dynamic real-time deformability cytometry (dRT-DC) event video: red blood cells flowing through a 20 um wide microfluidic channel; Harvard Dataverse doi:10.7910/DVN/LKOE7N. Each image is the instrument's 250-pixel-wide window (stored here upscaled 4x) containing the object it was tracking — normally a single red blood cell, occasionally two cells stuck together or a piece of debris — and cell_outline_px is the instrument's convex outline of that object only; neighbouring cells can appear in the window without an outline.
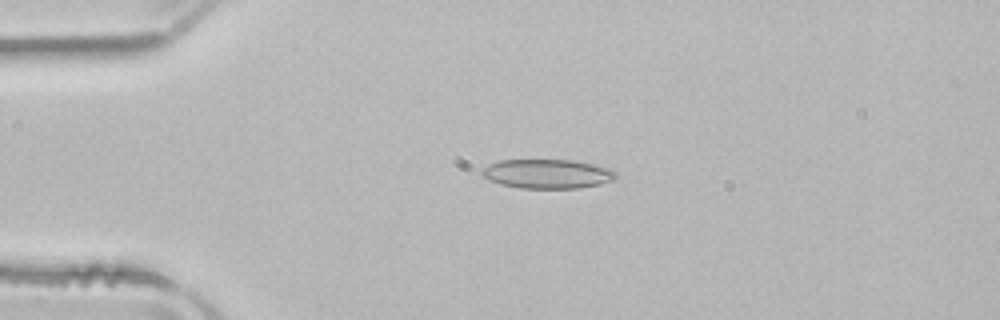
{"species": "common noctule bat (a hibernating species)", "species_latin": "Nyctalus noctula", "temperature_condition": "room temperature", "stored_images_in_passage": 52, "camera_frame_rate_fps": 3000, "um_per_image_px": 0.085, "animal": {"sex": "male", "body_mass_g": 21.5, "forearm_length_mm": 52.0}, "frame": {"image": 1, "passage_image": 12, "time_ms": 3.667, "image_size_px": [1000, 320], "cell_outline_px": [[616, 176], [612, 180], [600, 184], [580, 188], [520, 188], [500, 184], [488, 180], [480, 172], [488, 164], [500, 160], [576, 160], [612, 168], [616, 172]], "centroid_in_image_um": [46.54, 14.77], "position_along_channel_um": 38.5, "area_um2": 22.95}}
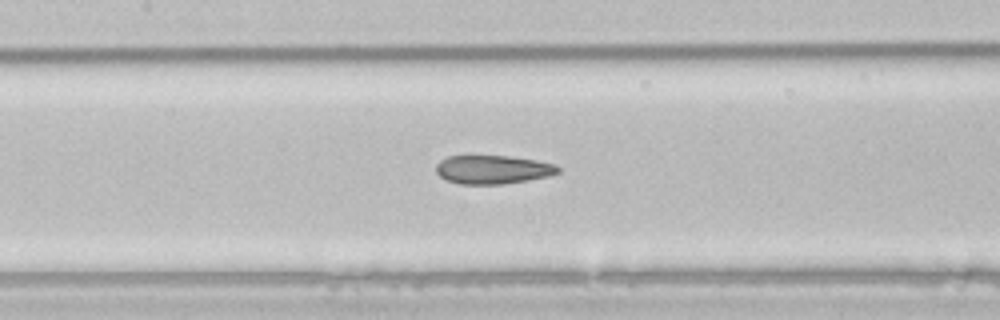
{"frame": {"image": 2, "passage_image": 24, "time_ms": 7.667, "image_size_px": [1000, 320], "cell_outline_px": [[560, 172], [548, 176], [528, 180], [504, 184], [460, 184], [444, 180], [436, 172], [436, 164], [440, 160], [448, 156], [468, 152], [508, 156], [536, 160], [556, 164], [560, 168]], "centroid_in_image_um": [41.82, 14.36], "position_along_channel_um": 165.6, "area_um2": 21.33}}
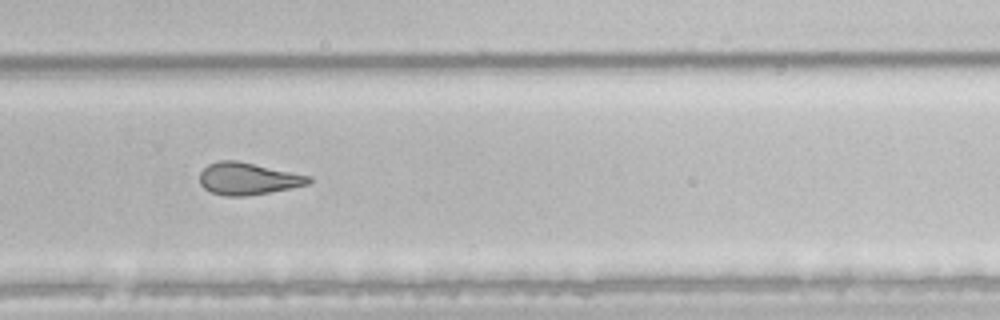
{"frame": {"image": 3, "passage_image": 35, "time_ms": 11.333, "image_size_px": [1000, 320], "cell_outline_px": [[312, 180], [308, 184], [268, 192], [244, 196], [224, 196], [212, 192], [204, 188], [200, 184], [200, 172], [208, 164], [220, 160], [236, 160], [312, 176]], "centroid_in_image_um": [21.05, 15.18], "position_along_channel_um": 308.7, "area_um2": 20.23}, "authors_computed_cell_mechanics": {"area_um2": 22.7732, "velocity_mm_per_s": 3.924, "shape_relaxation_time_tau1_ms": null, "shape_relaxation_time_tau2_ms": 4.5295, "deformation_change_tau1": null, "deformation_change_tau2": 0.1276}}